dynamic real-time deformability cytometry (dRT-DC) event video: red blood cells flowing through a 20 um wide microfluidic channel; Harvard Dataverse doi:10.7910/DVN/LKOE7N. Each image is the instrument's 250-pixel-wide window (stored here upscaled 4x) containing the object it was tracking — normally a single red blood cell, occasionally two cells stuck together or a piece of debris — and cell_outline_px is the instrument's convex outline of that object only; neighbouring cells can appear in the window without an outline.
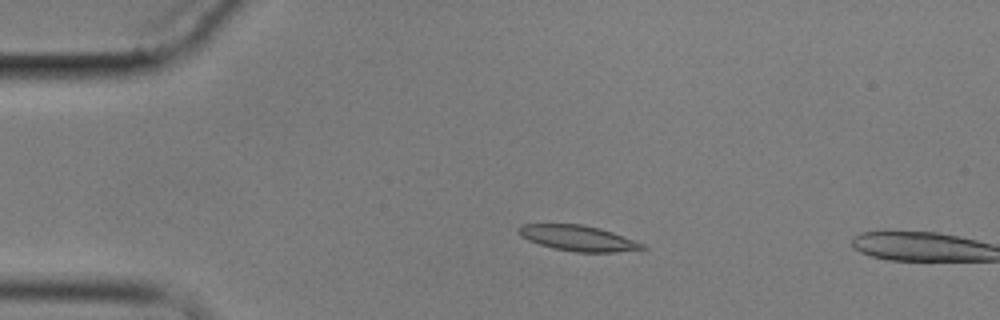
{"species": "common noctule bat (a hibernating species)", "species_latin": "Nyctalus noctula", "temperature_condition": "cold", "stored_images_in_passage": 4, "camera_frame_rate_fps": 3000, "um_per_image_px": 0.085, "animal": {"sex": "male", "body_mass_g": 17.9}, "frame": {"image": 1, "passage_image": 3, "time_ms": 2.333, "image_size_px": [1000, 320], "cell_outline_px": [[648, 248], [616, 252], [576, 252], [556, 248], [540, 244], [528, 240], [520, 236], [516, 232], [516, 228], [520, 224], [580, 224], [600, 228], [612, 232], [644, 244]], "centroid_in_image_um": [49.09, 20.23], "position_along_channel_um": 35.9, "area_um2": 18.32}}